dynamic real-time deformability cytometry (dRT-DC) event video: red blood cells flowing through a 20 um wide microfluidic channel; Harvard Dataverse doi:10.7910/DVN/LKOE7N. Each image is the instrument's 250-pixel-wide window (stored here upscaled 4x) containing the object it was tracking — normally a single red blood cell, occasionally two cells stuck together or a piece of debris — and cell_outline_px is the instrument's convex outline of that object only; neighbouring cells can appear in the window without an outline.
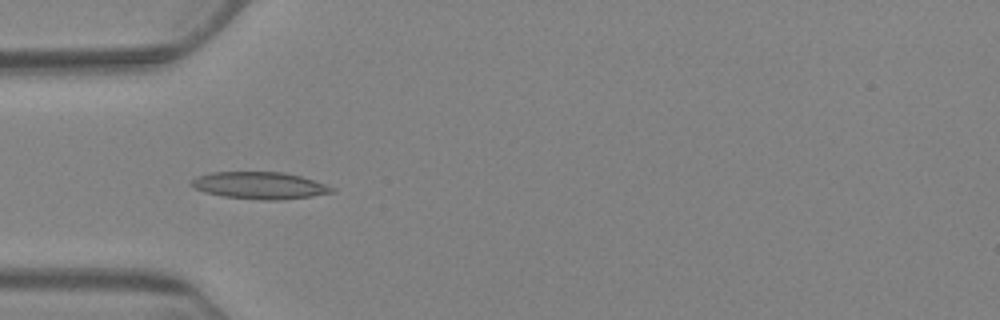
{"species": "Egyptian fruit bat (a non-hibernating species)", "species_latin": "Rousettus aegyptiacus", "temperature_condition": "warm", "stored_images_in_passage": 6, "camera_frame_rate_fps": 3000, "um_per_image_px": 0.085, "animal": {"sex": "female"}, "frame": {"image": 1, "passage_image": 5, "time_ms": 5.667, "image_size_px": [1000, 320], "cell_outline_px": [[336, 192], [312, 196], [280, 200], [260, 200], [224, 196], [204, 192], [196, 188], [192, 184], [192, 180], [196, 176], [212, 172], [280, 172], [300, 176], [336, 188]], "centroid_in_image_um": [22.1, 15.77], "position_along_channel_um": 62.9, "area_um2": 21.96}}
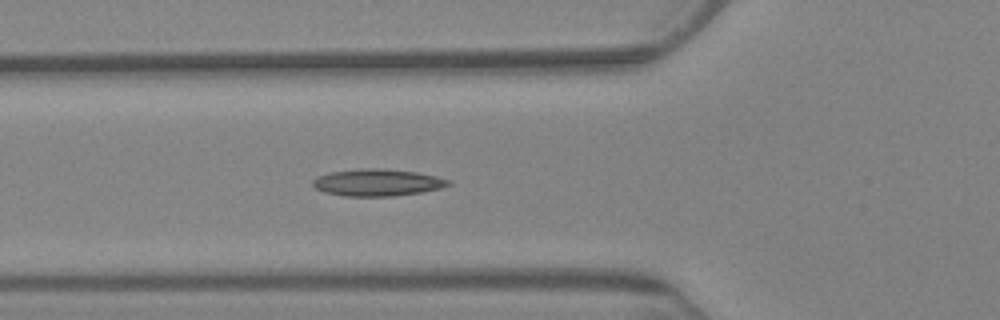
{"frame": {"image": 2, "passage_image": 6, "time_ms": 6.667, "image_size_px": [1000, 320], "cell_outline_px": [[452, 184], [440, 188], [420, 192], [392, 196], [344, 196], [324, 192], [316, 188], [312, 184], [312, 180], [316, 176], [328, 172], [360, 168], [384, 168], [416, 172], [436, 176], [448, 180]], "centroid_in_image_um": [32.02, 15.5], "position_along_channel_um": 93.8, "area_um2": 21.39}}